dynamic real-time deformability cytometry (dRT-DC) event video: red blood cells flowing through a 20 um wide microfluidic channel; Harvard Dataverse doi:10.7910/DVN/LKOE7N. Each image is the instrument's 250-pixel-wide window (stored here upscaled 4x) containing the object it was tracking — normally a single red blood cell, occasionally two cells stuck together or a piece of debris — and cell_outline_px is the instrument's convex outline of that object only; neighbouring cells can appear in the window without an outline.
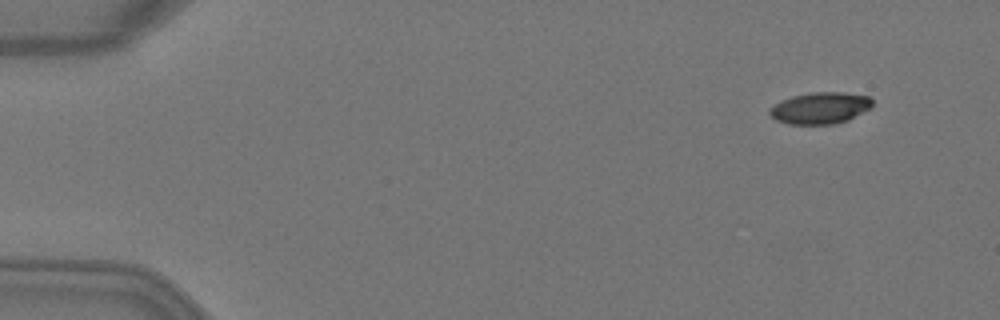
{"species": "Egyptian fruit bat (a non-hibernating species)", "species_latin": "Rousettus aegyptiacus", "temperature_condition": "warm", "stored_images_in_passage": 5, "camera_frame_rate_fps": 3000, "um_per_image_px": 0.085, "animal": {"sex": "female"}, "frame": {"image": 1, "passage_image": 2, "time_ms": 0.333, "image_size_px": [1000, 320], "cell_outline_px": [[872, 108], [848, 120], [836, 124], [788, 124], [776, 120], [768, 112], [768, 108], [792, 96], [812, 92], [844, 92], [868, 96], [872, 100]], "centroid_in_image_um": [69.74, 9.18], "position_along_channel_um": 15.3, "area_um2": 18.96}}